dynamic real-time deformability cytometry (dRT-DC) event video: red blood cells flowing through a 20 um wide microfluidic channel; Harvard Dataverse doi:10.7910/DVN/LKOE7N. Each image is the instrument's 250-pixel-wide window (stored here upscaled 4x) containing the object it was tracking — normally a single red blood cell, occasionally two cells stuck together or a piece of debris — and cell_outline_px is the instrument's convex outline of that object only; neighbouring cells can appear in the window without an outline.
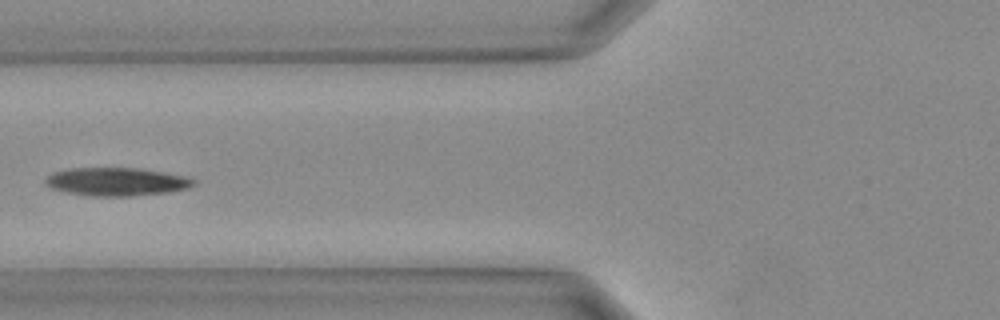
{"species": "Egyptian fruit bat (a non-hibernating species)", "species_latin": "Rousettus aegyptiacus", "temperature_condition": "warm", "stored_images_in_passage": 18, "camera_frame_rate_fps": 3000, "um_per_image_px": 0.085, "animal": {"sex": "female"}, "frame": {"image": 1, "passage_image": 8, "time_ms": 2.333, "image_size_px": [1000, 320], "cell_outline_px": [[196, 184], [188, 188], [164, 192], [132, 196], [92, 196], [68, 192], [52, 188], [44, 184], [44, 180], [52, 172], [68, 168], [140, 168], [164, 172], [184, 176], [196, 180]], "centroid_in_image_um": [9.88, 15.43], "position_along_channel_um": 115.9, "area_um2": 24.28}}
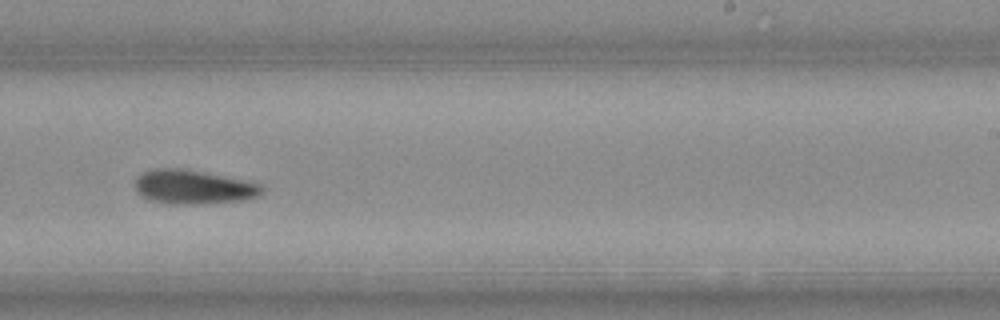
{"frame": {"image": 2, "passage_image": 16, "time_ms": 5.0, "image_size_px": [1000, 320], "cell_outline_px": [[260, 196], [244, 200], [208, 204], [172, 204], [152, 200], [144, 196], [136, 188], [136, 176], [144, 172], [156, 168], [184, 168], [260, 184]], "centroid_in_image_um": [16.42, 15.9], "position_along_channel_um": 272.6, "area_um2": 24.8}}